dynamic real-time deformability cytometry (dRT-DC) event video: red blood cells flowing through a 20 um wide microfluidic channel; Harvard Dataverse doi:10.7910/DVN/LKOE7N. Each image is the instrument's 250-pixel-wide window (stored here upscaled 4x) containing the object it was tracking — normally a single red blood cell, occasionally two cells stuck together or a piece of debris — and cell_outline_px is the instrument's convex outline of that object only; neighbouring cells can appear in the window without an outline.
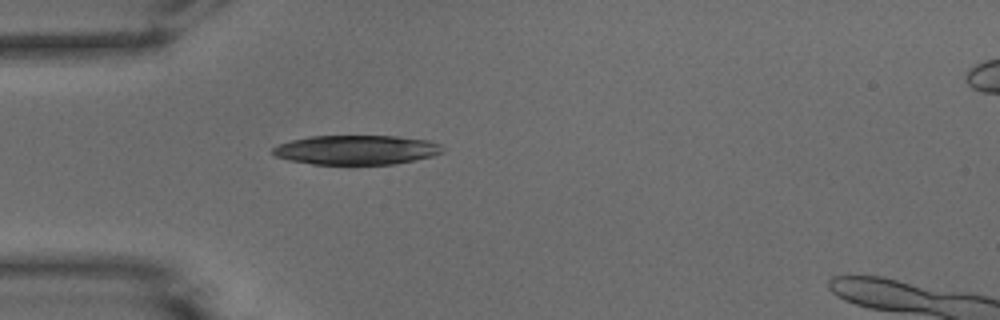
{"species": "common noctule bat (a hibernating species)", "species_latin": "Nyctalus noctula", "temperature_condition": "warm", "stored_images_in_passage": 37, "camera_frame_rate_fps": 3000, "um_per_image_px": 0.085, "animal": {"sex": "male", "body_mass_g": 15.6}, "frame": {"image": 1, "passage_image": 1, "time_ms": 0.0, "image_size_px": [1000, 320], "cell_outline_px": [[444, 152], [432, 156], [416, 160], [396, 164], [312, 164], [288, 160], [276, 156], [272, 152], [272, 148], [280, 144], [292, 140], [308, 136], [396, 136], [428, 140], [440, 144], [444, 148]], "centroid_in_image_um": [30.32, 12.74], "position_along_channel_um": 54.7, "area_um2": 29.19}}
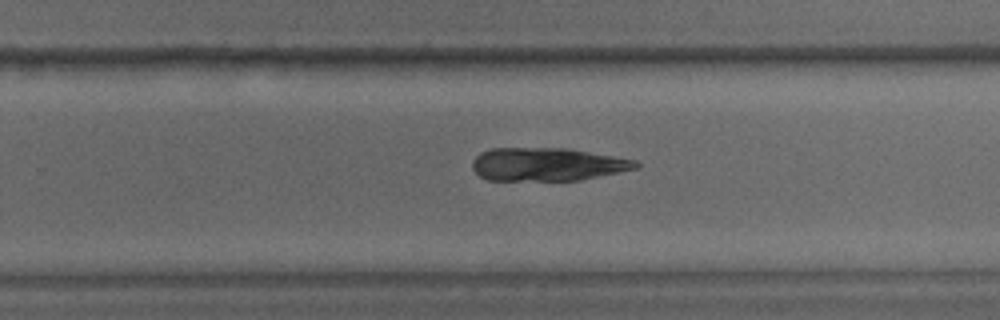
{"frame": {"image": 2, "passage_image": 19, "time_ms": 6.0, "image_size_px": [1000, 320], "cell_outline_px": [[640, 168], [580, 180], [488, 180], [480, 176], [472, 168], [472, 160], [480, 152], [492, 148], [568, 148], [636, 160], [640, 164]], "centroid_in_image_um": [46.53, 13.96], "position_along_channel_um": 283.3, "area_um2": 31.67}}
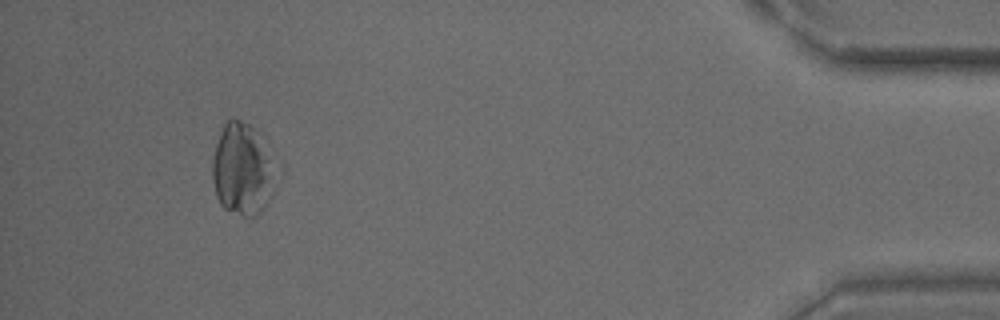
{"frame": {"image": 3, "passage_image": 34, "time_ms": 11.0, "image_size_px": [1000, 320], "cell_outline_px": [[268, 200], [264, 208], [256, 216], [244, 216], [224, 208], [220, 204], [216, 196], [212, 180], [212, 160], [216, 144], [220, 132], [224, 124], [232, 116], [256, 128], [268, 176]], "centroid_in_image_um": [20.39, 14.4], "position_along_channel_um": 414.8, "area_um2": 31.33}}